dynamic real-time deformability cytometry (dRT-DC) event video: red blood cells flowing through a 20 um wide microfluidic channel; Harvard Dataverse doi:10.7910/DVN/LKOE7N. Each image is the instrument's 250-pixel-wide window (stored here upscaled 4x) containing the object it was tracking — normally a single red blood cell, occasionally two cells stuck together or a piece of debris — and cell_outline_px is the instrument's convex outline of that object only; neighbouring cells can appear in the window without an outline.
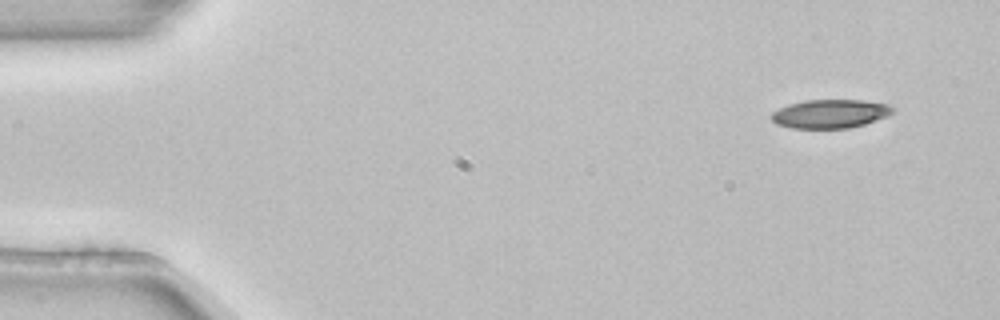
{"species": "common noctule bat (a hibernating species)", "species_latin": "Nyctalus noctula", "temperature_condition": "room temperature", "stored_images_in_passage": 3, "camera_frame_rate_fps": 3000, "um_per_image_px": 0.085, "animal": {"sex": "female", "body_mass_g": 22.7, "forearm_length_mm": 54.2}, "frame": {"image": 1, "passage_image": 1, "time_ms": 0.0, "image_size_px": [1000, 320], "cell_outline_px": [[892, 112], [888, 116], [864, 124], [848, 128], [792, 128], [776, 124], [768, 116], [772, 112], [788, 104], [804, 100], [860, 100], [888, 104], [892, 108]], "centroid_in_image_um": [70.51, 9.67], "position_along_channel_um": 14.5, "area_um2": 20.23}}
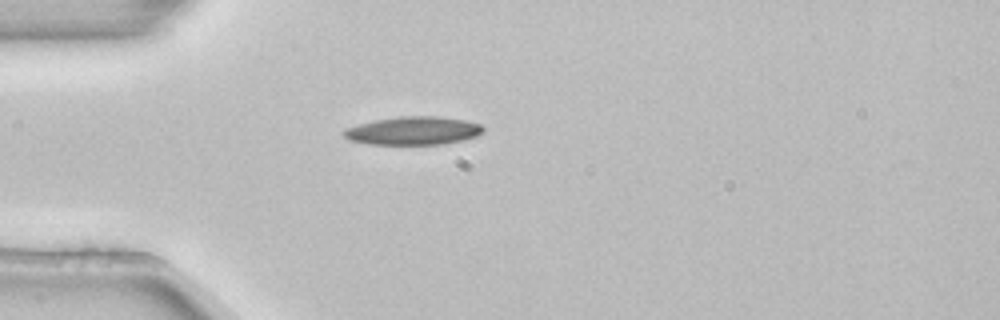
{"frame": {"image": 2, "passage_image": 3, "time_ms": 0.667, "image_size_px": [1000, 320], "cell_outline_px": [[484, 132], [476, 136], [464, 140], [444, 144], [368, 144], [348, 140], [340, 132], [344, 128], [376, 120], [400, 116], [436, 116], [464, 120], [480, 124], [484, 128]], "centroid_in_image_um": [35.11, 11.12], "position_along_channel_um": 49.9, "area_um2": 23.0}}